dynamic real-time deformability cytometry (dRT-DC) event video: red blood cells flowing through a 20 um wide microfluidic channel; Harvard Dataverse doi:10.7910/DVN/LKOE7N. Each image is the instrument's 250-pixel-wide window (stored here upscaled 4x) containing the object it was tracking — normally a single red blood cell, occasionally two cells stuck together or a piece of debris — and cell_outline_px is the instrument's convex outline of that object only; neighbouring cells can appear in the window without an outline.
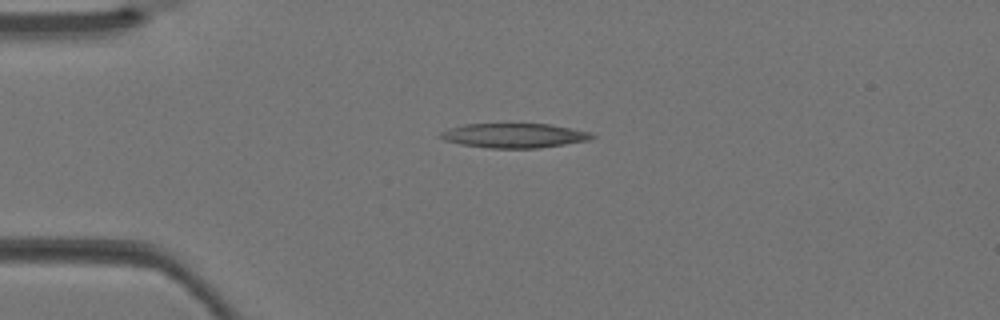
{"species": "Egyptian fruit bat (a non-hibernating species)", "species_latin": "Rousettus aegyptiacus", "temperature_condition": "warm", "stored_images_in_passage": 1, "camera_frame_rate_fps": 3000, "um_per_image_px": 0.085, "animal": {"sex": "female"}, "frame": {"image": 1, "passage_image": 1, "time_ms": 0.0, "image_size_px": [1000, 320], "cell_outline_px": [[596, 136], [588, 140], [540, 148], [488, 148], [460, 144], [444, 140], [436, 136], [440, 132], [448, 128], [464, 124], [548, 124], [592, 132]], "centroid_in_image_um": [43.66, 11.52], "position_along_channel_um": 41.3, "area_um2": 21.68}}